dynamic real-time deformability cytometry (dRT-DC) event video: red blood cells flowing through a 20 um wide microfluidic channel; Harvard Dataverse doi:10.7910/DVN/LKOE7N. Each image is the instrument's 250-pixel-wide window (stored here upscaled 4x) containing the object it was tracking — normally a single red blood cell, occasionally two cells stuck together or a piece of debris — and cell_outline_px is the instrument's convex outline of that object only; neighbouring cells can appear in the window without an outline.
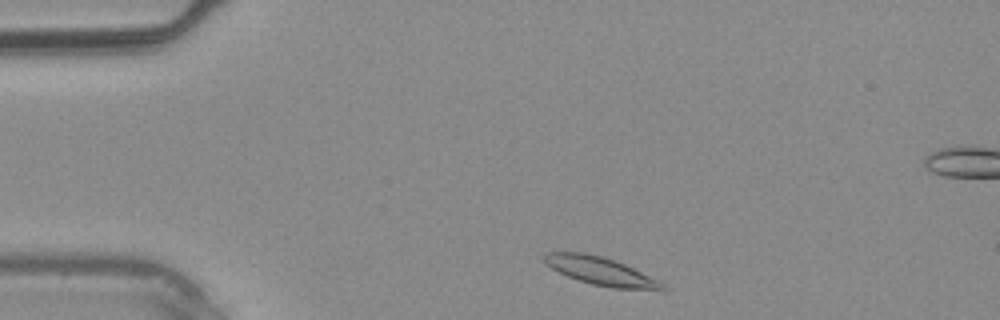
{"species": "common noctule bat (a hibernating species)", "species_latin": "Nyctalus noctula", "temperature_condition": "warm", "stored_images_in_passage": 7, "camera_frame_rate_fps": 3000, "um_per_image_px": 0.085, "animal": {"sex": "male", "body_mass_g": 20.4}, "frame": {"image": 1, "passage_image": 2, "time_ms": 0.333, "image_size_px": [1000, 320], "cell_outline_px": [[668, 288], [664, 292], [612, 288], [592, 284], [568, 276], [552, 268], [544, 260], [544, 256], [548, 252], [584, 252], [600, 256], [624, 264], [664, 284]], "centroid_in_image_um": [51.14, 23.08], "position_along_channel_um": 33.9, "area_um2": 19.13}}